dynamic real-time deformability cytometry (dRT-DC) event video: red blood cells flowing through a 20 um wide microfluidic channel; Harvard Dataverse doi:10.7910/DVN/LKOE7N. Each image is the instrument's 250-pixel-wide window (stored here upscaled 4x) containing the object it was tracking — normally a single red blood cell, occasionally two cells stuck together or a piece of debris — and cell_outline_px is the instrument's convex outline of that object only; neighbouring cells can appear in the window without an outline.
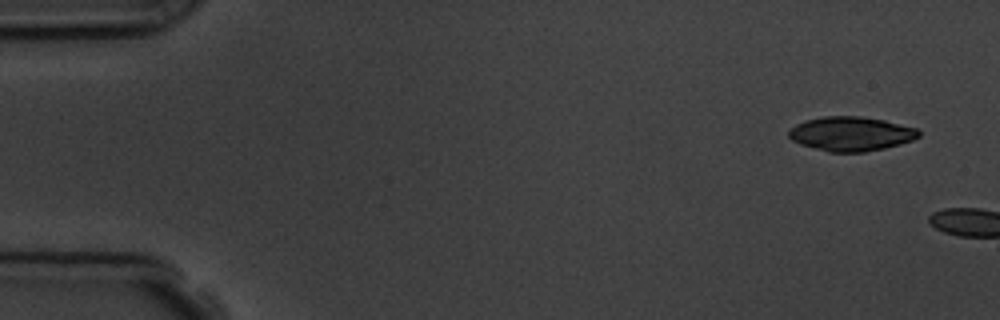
{"species": "common noctule bat (a hibernating species)", "species_latin": "Nyctalus noctula", "temperature_condition": "room temperature", "stored_images_in_passage": 6, "camera_frame_rate_fps": 3000, "um_per_image_px": 0.085, "animal": {"sex": "male", "body_mass_g": 19.5, "forearm_length_mm": 54.6}, "frame": {"image": 1, "passage_image": 1, "time_ms": 0.0, "image_size_px": [1000, 320], "cell_outline_px": [[920, 136], [912, 140], [900, 144], [884, 148], [864, 152], [828, 152], [800, 144], [792, 140], [788, 136], [788, 132], [796, 124], [804, 120], [824, 116], [860, 116], [884, 120], [916, 128], [920, 132]], "centroid_in_image_um": [72.32, 11.37], "position_along_channel_um": 12.7, "area_um2": 25.95}}
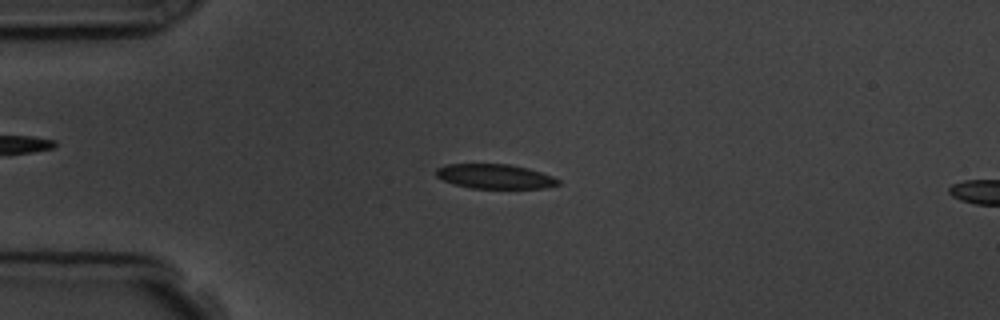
{"frame": {"image": 2, "passage_image": 5, "time_ms": 5.333, "image_size_px": [1000, 320], "cell_outline_px": [[560, 184], [544, 188], [472, 188], [452, 184], [436, 176], [436, 168], [444, 164], [508, 164], [528, 168], [552, 176], [560, 180]], "centroid_in_image_um": [42.04, 14.99], "position_along_channel_um": 43.0, "area_um2": 17.46}}